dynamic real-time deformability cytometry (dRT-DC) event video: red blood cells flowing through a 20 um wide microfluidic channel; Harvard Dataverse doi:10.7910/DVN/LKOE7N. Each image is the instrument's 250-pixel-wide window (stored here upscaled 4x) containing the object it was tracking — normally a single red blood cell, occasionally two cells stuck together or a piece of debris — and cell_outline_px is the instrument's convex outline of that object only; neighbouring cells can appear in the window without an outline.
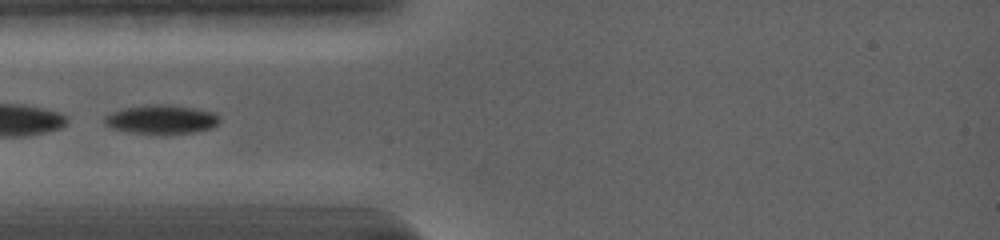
{"species": "common noctule bat (a hibernating species)", "species_latin": "Nyctalus noctula", "temperature_condition": "warm", "stored_images_in_passage": 29, "camera_frame_rate_fps": 5000, "um_per_image_px": 0.085, "animal": {"sex": "female", "body_mass_g": 19.0, "forearm_length_mm": 56.7}, "frame": {"image": 1, "passage_image": 1, "time_ms": 0.0, "image_size_px": [1000, 240], "cell_outline_px": [[220, 120], [212, 128], [192, 132], [132, 132], [112, 128], [104, 124], [104, 116], [120, 108], [144, 104], [160, 104], [196, 108], [216, 112]], "centroid_in_image_um": [13.69, 10.1], "position_along_channel_um": 71.3, "area_um2": 19.07}}